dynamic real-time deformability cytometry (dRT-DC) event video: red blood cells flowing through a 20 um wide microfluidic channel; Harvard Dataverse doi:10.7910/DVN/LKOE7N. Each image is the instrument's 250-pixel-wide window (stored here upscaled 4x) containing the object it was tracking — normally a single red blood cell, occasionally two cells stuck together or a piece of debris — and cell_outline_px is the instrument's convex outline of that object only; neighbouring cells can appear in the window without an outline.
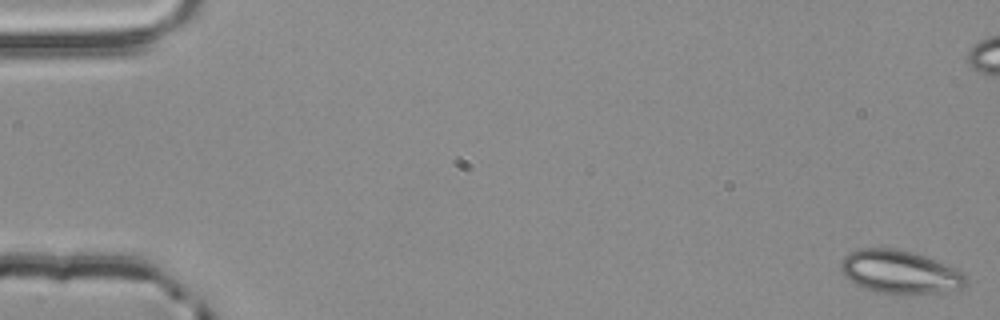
{"species": "common noctule bat (a hibernating species)", "species_latin": "Nyctalus noctula", "temperature_condition": "room temperature", "stored_images_in_passage": 56, "camera_frame_rate_fps": 3000, "um_per_image_px": 0.085, "animal": {"sex": "male", "body_mass_g": 20.4}, "frame": {"image": 1, "passage_image": 1, "time_ms": 0.0, "image_size_px": [1000, 320], "cell_outline_px": [[968, 284], [964, 288], [944, 292], [904, 296], [880, 292], [864, 288], [856, 284], [844, 276], [840, 268], [840, 264], [844, 256], [860, 248], [892, 248], [924, 256], [936, 260], [960, 272], [964, 276]], "centroid_in_image_um": [76.48, 23.16], "position_along_channel_um": 8.5, "area_um2": 31.56}}
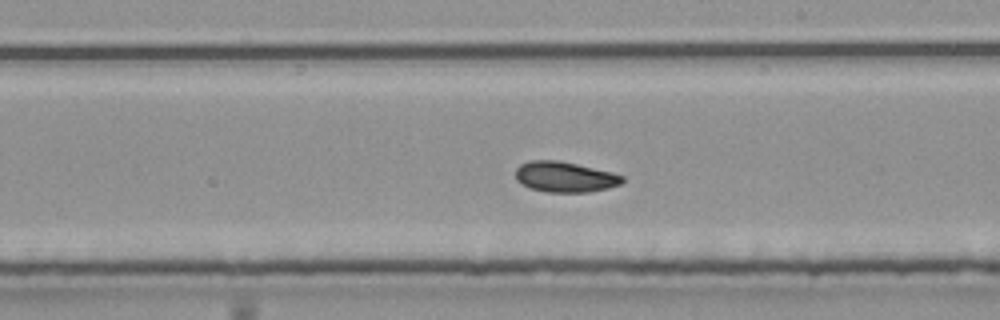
{"frame": {"image": 2, "passage_image": 32, "time_ms": 10.333, "image_size_px": [1000, 320], "cell_outline_px": [[624, 180], [620, 184], [608, 188], [588, 192], [548, 192], [528, 188], [516, 180], [516, 168], [520, 164], [528, 160], [560, 160], [612, 172], [624, 176]], "centroid_in_image_um": [47.99, 15.03], "position_along_channel_um": 241.0, "area_um2": 19.13}}
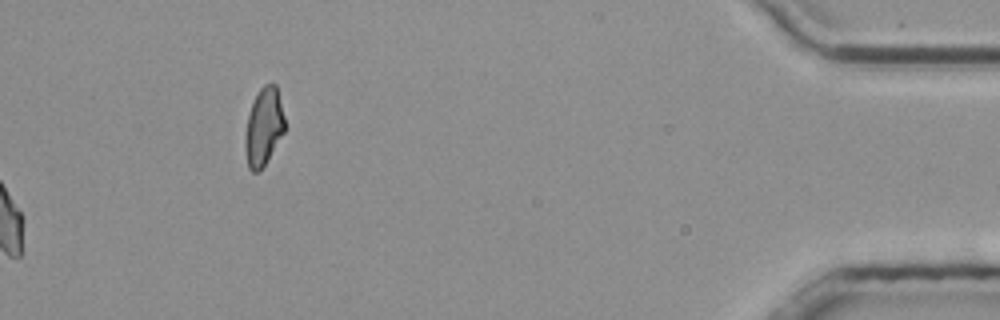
{"frame": {"image": 3, "passage_image": 56, "time_ms": 18.333, "image_size_px": [1000, 320], "cell_outline_px": [[284, 132], [264, 164], [256, 172], [252, 172], [248, 168], [244, 148], [244, 140], [248, 116], [252, 104], [260, 88], [264, 84], [276, 84], [284, 116]], "centroid_in_image_um": [22.39, 10.77], "position_along_channel_um": 412.8, "area_um2": 17.57}, "authors_computed_cell_mechanics": {"area_um2": 19.1318, "velocity_mm_per_s": 3.8385, "shape_relaxation_time_tau1_ms": 7.5633, "shape_relaxation_time_tau2_ms": 2.7053, "deformation_change_tau1": 0.1515, "deformation_change_tau2": 0.0721}}